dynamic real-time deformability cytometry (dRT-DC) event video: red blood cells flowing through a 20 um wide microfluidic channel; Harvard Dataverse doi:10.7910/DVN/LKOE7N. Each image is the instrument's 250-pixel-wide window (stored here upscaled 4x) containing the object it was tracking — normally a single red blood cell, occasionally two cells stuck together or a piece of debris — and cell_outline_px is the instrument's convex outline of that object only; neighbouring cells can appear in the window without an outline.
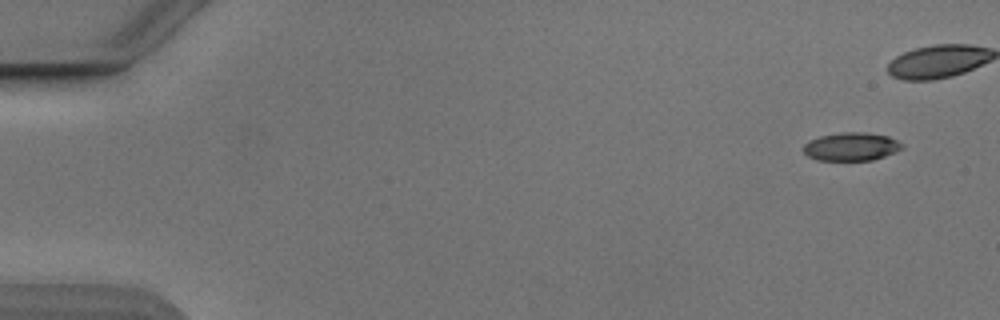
{"species": "Egyptian fruit bat (a non-hibernating species)", "species_latin": "Rousettus aegyptiacus", "temperature_condition": "cold", "stored_images_in_passage": 41, "camera_frame_rate_fps": 3000, "um_per_image_px": 0.085, "animal": {"sex": "male"}, "frame": {"image": 1, "passage_image": 1, "time_ms": 0.0, "image_size_px": [1000, 320], "cell_outline_px": [[904, 148], [896, 152], [872, 160], [816, 160], [808, 156], [804, 152], [804, 144], [808, 140], [820, 136], [840, 132], [864, 132], [888, 136], [904, 144]], "centroid_in_image_um": [72.37, 12.46], "position_along_channel_um": 12.6, "area_um2": 16.3}}
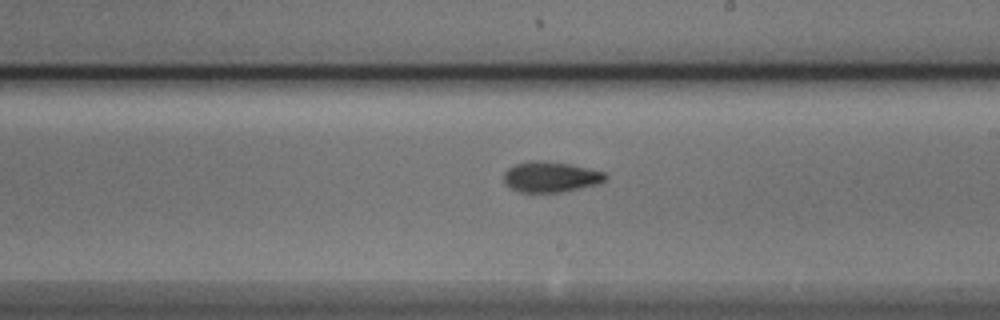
{"frame": {"image": 2, "passage_image": 29, "time_ms": 9.333, "image_size_px": [1000, 320], "cell_outline_px": [[608, 176], [604, 180], [596, 184], [560, 192], [520, 192], [504, 184], [504, 172], [508, 168], [516, 164], [532, 160], [540, 160], [568, 164], [588, 168], [604, 172]], "centroid_in_image_um": [46.77, 15.03], "position_along_channel_um": 242.2, "area_um2": 17.86}}
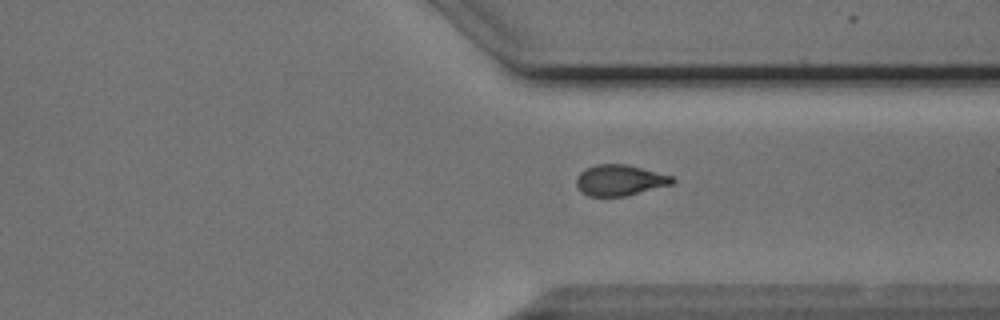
{"frame": {"image": 3, "passage_image": 38, "time_ms": 12.333, "image_size_px": [1000, 320], "cell_outline_px": [[676, 180], [672, 184], [628, 196], [588, 196], [580, 192], [576, 184], [576, 176], [584, 168], [596, 164], [628, 164], [672, 176]], "centroid_in_image_um": [52.66, 15.32], "position_along_channel_um": 358.7, "area_um2": 17.51}}